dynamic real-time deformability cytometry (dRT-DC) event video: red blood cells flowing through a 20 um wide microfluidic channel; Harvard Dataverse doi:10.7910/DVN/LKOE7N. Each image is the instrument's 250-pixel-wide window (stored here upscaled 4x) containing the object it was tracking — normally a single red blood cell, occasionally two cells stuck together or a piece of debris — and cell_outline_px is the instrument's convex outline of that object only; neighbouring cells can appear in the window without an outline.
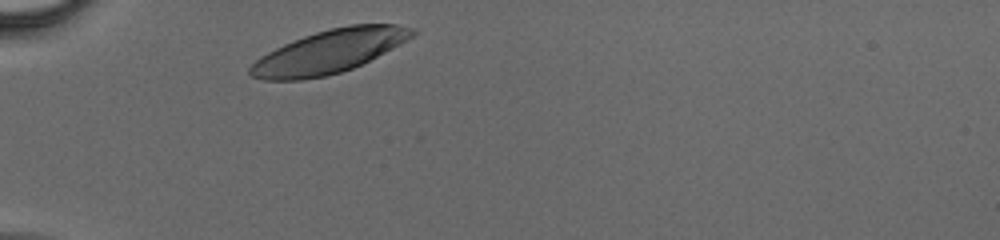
{"species": "human", "species_latin": "Homo sapiens", "temperature_condition": "cold", "stored_images_in_passage": 26, "camera_frame_rate_fps": 3000, "um_per_image_px": 0.085, "donor": {"sex": "male"}, "frame": {"image": 1, "passage_image": 1, "time_ms": 0.0, "image_size_px": [1000, 240], "cell_outline_px": [[416, 32], [412, 36], [400, 44], [352, 68], [340, 72], [324, 76], [300, 80], [264, 80], [252, 76], [248, 72], [248, 68], [260, 56], [284, 44], [304, 36], [316, 32], [348, 24], [396, 24], [412, 28]], "centroid_in_image_um": [27.94, 4.38], "position_along_channel_um": 57.1, "area_um2": 40.29}}
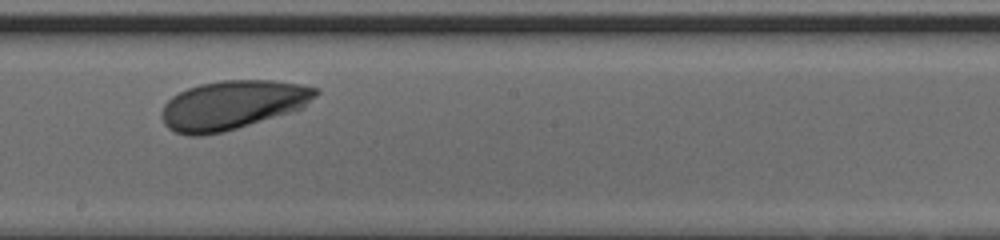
{"frame": {"image": 2, "passage_image": 14, "time_ms": 4.333, "image_size_px": [1000, 240], "cell_outline_px": [[320, 92], [304, 108], [292, 112], [224, 132], [204, 136], [188, 136], [176, 132], [168, 128], [164, 124], [164, 104], [172, 96], [188, 88], [200, 84], [220, 80], [272, 80], [300, 84], [320, 88]], "centroid_in_image_um": [19.81, 8.92], "position_along_channel_um": 228.4, "area_um2": 44.1}}
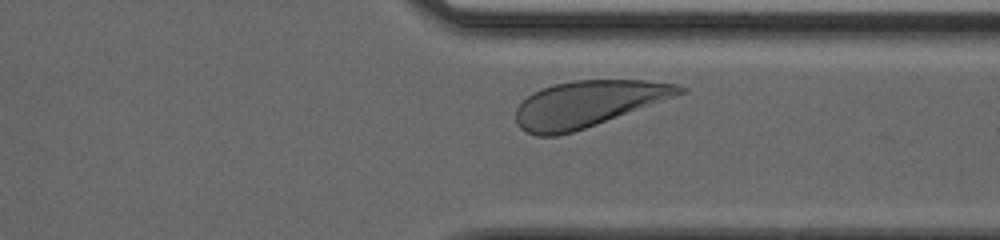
{"frame": {"image": 3, "passage_image": 23, "time_ms": 7.333, "image_size_px": [1000, 240], "cell_outline_px": [[688, 92], [596, 124], [572, 132], [556, 136], [536, 136], [524, 132], [516, 124], [516, 108], [532, 92], [556, 84], [572, 80], [644, 80], [680, 84], [688, 88]], "centroid_in_image_um": [49.98, 8.82], "position_along_channel_um": 361.4, "area_um2": 43.93}}